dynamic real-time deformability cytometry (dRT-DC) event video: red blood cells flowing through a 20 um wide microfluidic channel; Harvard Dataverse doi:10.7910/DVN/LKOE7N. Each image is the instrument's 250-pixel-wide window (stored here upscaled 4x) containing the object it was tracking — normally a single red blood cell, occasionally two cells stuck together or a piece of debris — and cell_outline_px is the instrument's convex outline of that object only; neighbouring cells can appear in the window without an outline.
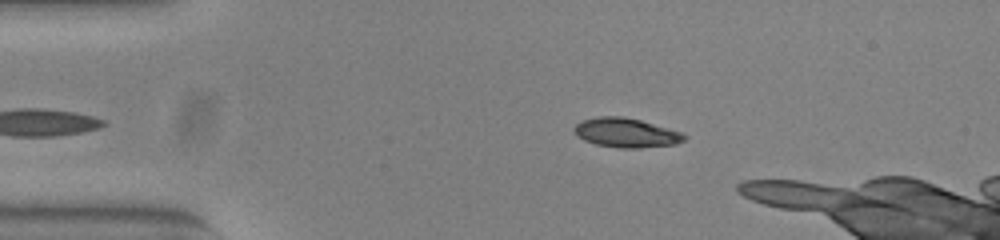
{"species": "common noctule bat (a hibernating species)", "species_latin": "Nyctalus noctula", "temperature_condition": "warm", "stored_images_in_passage": 39, "camera_frame_rate_fps": 3000, "um_per_image_px": 0.085, "animal": {"sex": "female", "body_mass_g": 23.0, "forearm_length_mm": 53.4}, "frame": {"image": 1, "passage_image": 3, "time_ms": 0.667, "image_size_px": [1000, 240], "cell_outline_px": [[688, 136], [684, 140], [676, 144], [640, 148], [620, 148], [596, 144], [584, 140], [576, 136], [572, 128], [576, 124], [584, 120], [600, 116], [624, 116], [640, 120], [684, 132]], "centroid_in_image_um": [53.24, 11.28], "position_along_channel_um": 31.8, "area_um2": 18.96}}
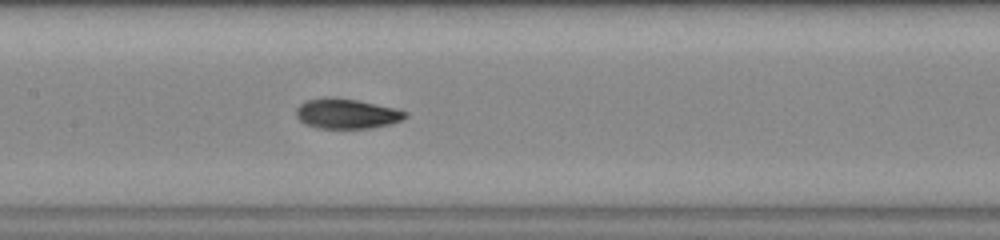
{"frame": {"image": 2, "passage_image": 18, "time_ms": 5.667, "image_size_px": [1000, 240], "cell_outline_px": [[408, 116], [400, 120], [388, 124], [368, 128], [316, 128], [304, 124], [296, 116], [296, 108], [300, 104], [308, 100], [328, 96], [336, 96], [396, 108], [408, 112]], "centroid_in_image_um": [29.44, 9.65], "position_along_channel_um": 178.0, "area_um2": 19.13}}
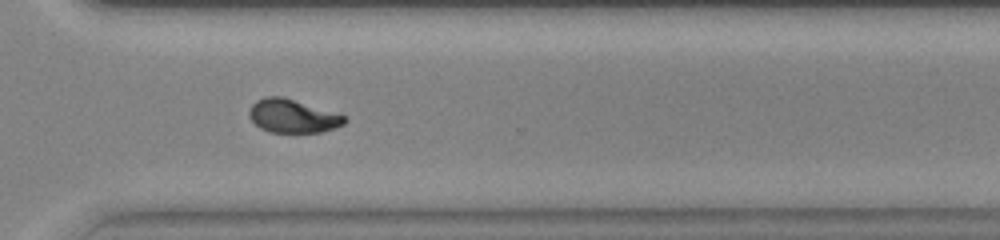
{"frame": {"image": 3, "passage_image": 31, "time_ms": 10.0, "image_size_px": [1000, 240], "cell_outline_px": [[348, 120], [344, 124], [320, 132], [268, 132], [260, 128], [248, 116], [248, 112], [252, 104], [256, 100], [264, 96], [280, 96], [344, 116]], "centroid_in_image_um": [24.8, 9.87], "position_along_channel_um": 345.8, "area_um2": 18.15}, "authors_computed_cell_mechanics": {"area_um2": 18.785, "velocity_mm_per_s": 3.8769, "shape_relaxation_time_tau1_ms": 5.2768, "shape_relaxation_time_tau2_ms": 1.5244, "deformation_change_tau1": 0.218, "deformation_change_tau2": 0.0554}}